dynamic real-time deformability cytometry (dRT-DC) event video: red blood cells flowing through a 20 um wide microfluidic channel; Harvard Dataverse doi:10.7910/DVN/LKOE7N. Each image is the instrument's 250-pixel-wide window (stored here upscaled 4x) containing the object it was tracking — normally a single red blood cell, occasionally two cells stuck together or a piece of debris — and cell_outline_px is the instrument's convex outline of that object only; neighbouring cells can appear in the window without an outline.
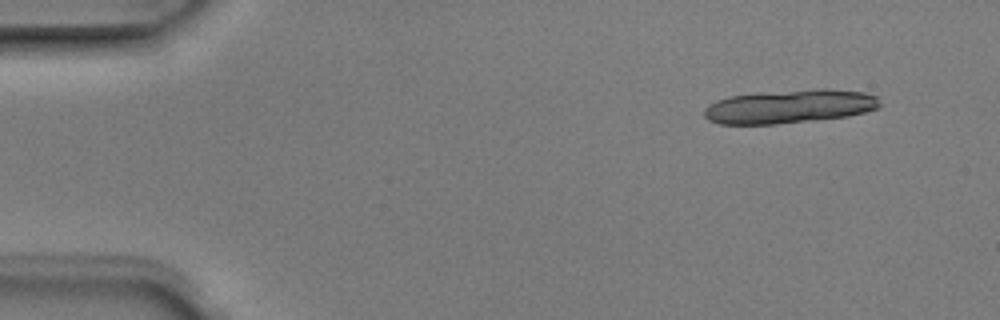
{"species": "Egyptian fruit bat (a non-hibernating species)", "species_latin": "Rousettus aegyptiacus", "temperature_condition": "room temperature", "stored_images_in_passage": 5, "segment_of_instrument_passage": [1, 2], "camera_frame_rate_fps": 3000, "um_per_image_px": 0.085, "animal": {"sex": "male"}, "frame": {"image": 1, "passage_image": 1, "time_ms": 0.0, "image_size_px": [1000, 320], "cell_outline_px": [[880, 104], [876, 108], [864, 112], [848, 116], [776, 124], [720, 124], [708, 120], [704, 116], [704, 108], [708, 104], [716, 100], [728, 96], [820, 88], [828, 88], [864, 92], [876, 96]], "centroid_in_image_um": [67.08, 9.05], "position_along_channel_um": 17.9, "area_um2": 34.22}}